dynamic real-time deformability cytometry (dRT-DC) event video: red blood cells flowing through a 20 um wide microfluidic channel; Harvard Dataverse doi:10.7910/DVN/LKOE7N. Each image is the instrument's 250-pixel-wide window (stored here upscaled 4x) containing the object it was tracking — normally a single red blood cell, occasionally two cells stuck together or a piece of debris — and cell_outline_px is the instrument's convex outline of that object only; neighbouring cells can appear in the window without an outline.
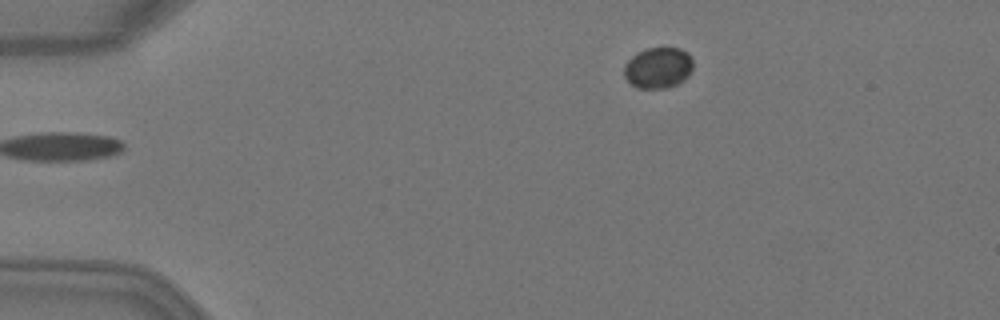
{"species": "Egyptian fruit bat (a non-hibernating species)", "species_latin": "Rousettus aegyptiacus", "temperature_condition": "warm", "stored_images_in_passage": 5, "segment_of_instrument_passage": [2, 2], "camera_frame_rate_fps": 3000, "um_per_image_px": 0.085, "animal": {"sex": "female"}, "frame": {"image": 1, "passage_image": 5, "time_ms": 1.333, "image_size_px": [1000, 320], "cell_outline_px": [[692, 68], [688, 76], [684, 80], [668, 88], [636, 88], [624, 76], [624, 64], [636, 52], [644, 48], [680, 48], [688, 52], [692, 60]], "centroid_in_image_um": [55.93, 5.75], "position_along_channel_um": 29.1, "area_um2": 16.59}}